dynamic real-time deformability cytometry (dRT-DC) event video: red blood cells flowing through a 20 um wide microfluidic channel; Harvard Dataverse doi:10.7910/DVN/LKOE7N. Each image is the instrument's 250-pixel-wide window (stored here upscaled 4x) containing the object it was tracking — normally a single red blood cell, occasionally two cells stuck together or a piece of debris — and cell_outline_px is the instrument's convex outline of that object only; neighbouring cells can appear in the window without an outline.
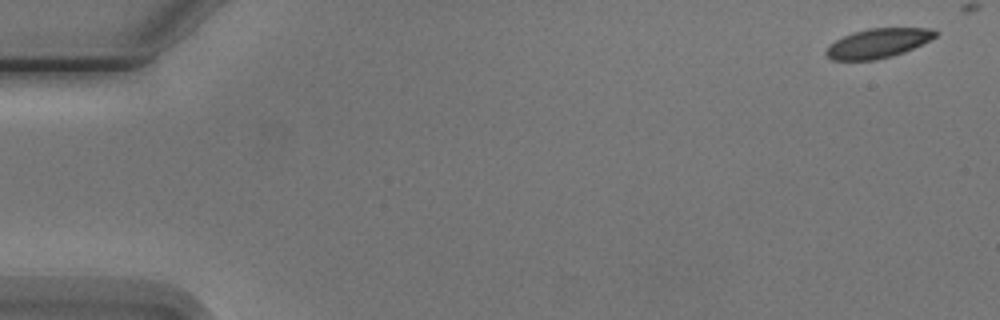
{"species": "Egyptian fruit bat (a non-hibernating species)", "species_latin": "Rousettus aegyptiacus", "temperature_condition": "cold", "stored_images_in_passage": 4, "camera_frame_rate_fps": 3000, "um_per_image_px": 0.085, "animal": {"sex": "male"}, "frame": {"image": 1, "passage_image": 1, "time_ms": 0.0, "image_size_px": [1000, 320], "cell_outline_px": [[936, 36], [904, 52], [892, 56], [876, 60], [832, 60], [824, 52], [836, 40], [852, 32], [868, 28], [928, 28], [936, 32]], "centroid_in_image_um": [74.6, 3.68], "position_along_channel_um": 10.4, "area_um2": 18.38}}